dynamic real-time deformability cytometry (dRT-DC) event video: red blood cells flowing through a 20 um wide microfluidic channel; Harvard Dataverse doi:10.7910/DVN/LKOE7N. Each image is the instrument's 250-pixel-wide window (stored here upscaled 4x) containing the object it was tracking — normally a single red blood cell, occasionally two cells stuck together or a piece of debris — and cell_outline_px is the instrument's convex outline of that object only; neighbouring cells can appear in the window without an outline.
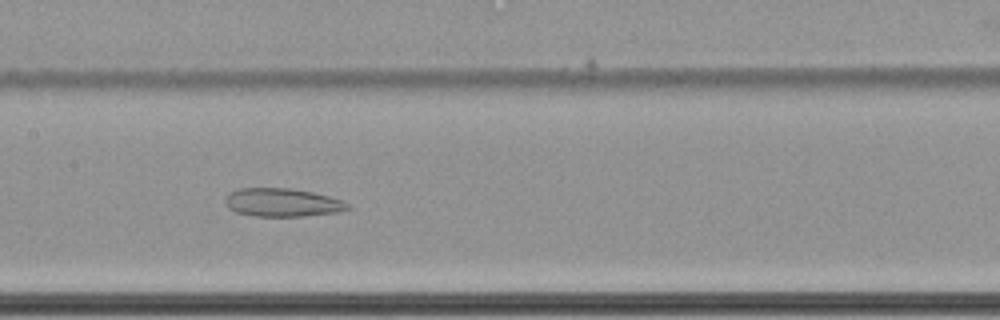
{"species": "common noctule bat (a hibernating species)", "species_latin": "Nyctalus noctula", "temperature_condition": "cold", "stored_images_in_passage": 44, "camera_frame_rate_fps": 3000, "um_per_image_px": 0.085, "animal": {"sex": "female", "body_mass_g": 22.7, "forearm_length_mm": 54.2}, "frame": {"image": 1, "passage_image": 15, "time_ms": 4.667, "image_size_px": [1000, 320], "cell_outline_px": [[352, 208], [340, 212], [304, 216], [252, 216], [236, 212], [228, 208], [224, 204], [224, 200], [228, 192], [240, 188], [288, 188], [312, 192], [344, 200]], "centroid_in_image_um": [23.99, 17.21], "position_along_channel_um": 183.4, "area_um2": 20.46}}
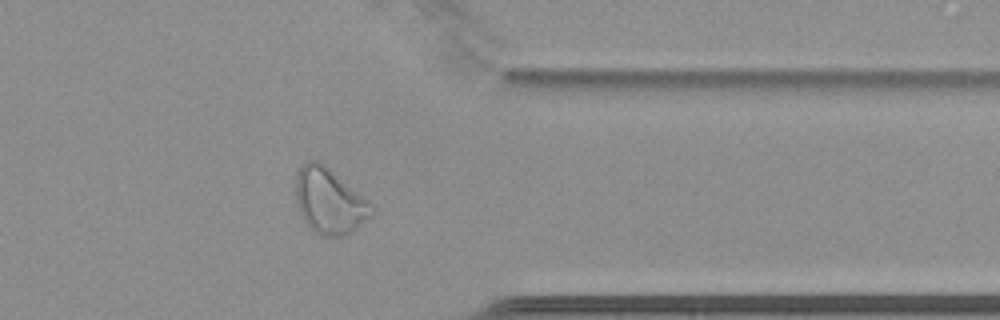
{"frame": {"image": 2, "passage_image": 33, "time_ms": 10.667, "image_size_px": [1000, 320], "cell_outline_px": [[372, 216], [348, 236], [320, 236], [312, 232], [308, 228], [300, 216], [296, 204], [296, 172], [308, 160], [316, 160], [324, 164], [360, 196], [368, 204], [372, 212]], "centroid_in_image_um": [27.91, 17.15], "position_along_channel_um": 383.5, "area_um2": 28.61}}
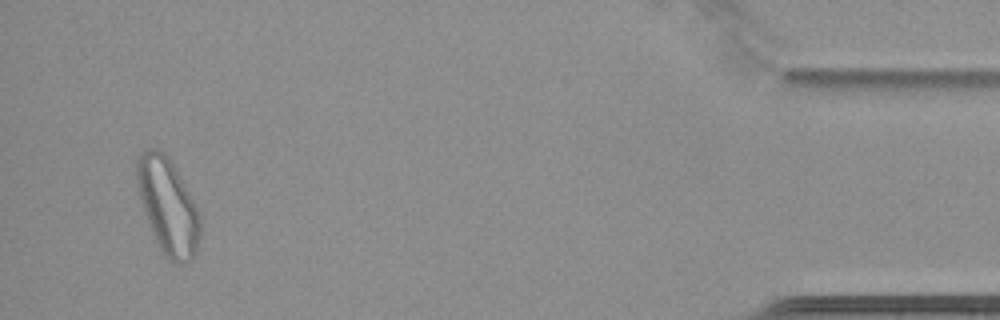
{"frame": {"image": 3, "passage_image": 42, "time_ms": 13.667, "image_size_px": [1000, 320], "cell_outline_px": [[200, 236], [192, 260], [180, 264], [176, 264], [168, 260], [164, 256], [152, 232], [140, 200], [136, 180], [136, 160], [140, 152], [148, 148], [160, 148], [172, 160], [200, 212]], "centroid_in_image_um": [14.27, 17.49], "position_along_channel_um": 420.9, "area_um2": 35.66}, "authors_computed_cell_mechanics": {"area_um2": 24.5072, "velocity_mm_per_s": 3.4325, "shape_relaxation_time_tau1_ms": null, "shape_relaxation_time_tau2_ms": 8.075, "deformation_change_tau1": null, "deformation_change_tau2": 0.1503}}